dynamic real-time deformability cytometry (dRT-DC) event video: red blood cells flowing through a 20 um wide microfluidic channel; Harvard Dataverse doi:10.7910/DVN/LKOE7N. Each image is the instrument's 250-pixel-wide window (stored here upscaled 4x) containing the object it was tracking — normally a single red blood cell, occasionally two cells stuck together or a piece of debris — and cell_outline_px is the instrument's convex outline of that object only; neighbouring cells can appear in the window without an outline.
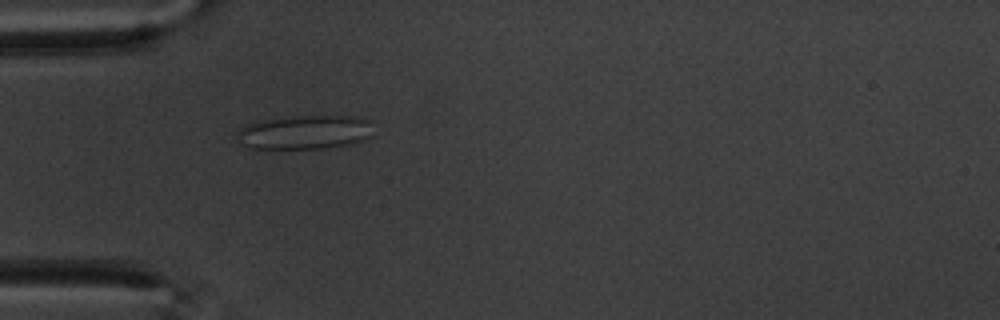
{"species": "common noctule bat (a hibernating species)", "species_latin": "Nyctalus noctula", "temperature_condition": "warm", "stored_images_in_passage": 44, "camera_frame_rate_fps": 3000, "um_per_image_px": 0.085, "animal": {"sex": "male", "body_mass_g": 20.1, "forearm_length_mm": 53.5}, "frame": {"image": 1, "passage_image": 4, "time_ms": 1.0, "image_size_px": [1000, 320], "cell_outline_px": [[372, 136], [364, 140], [352, 144], [320, 148], [248, 148], [240, 144], [236, 140], [236, 132], [248, 124], [256, 120], [296, 116], [352, 116], [372, 120]], "centroid_in_image_um": [25.91, 11.23], "position_along_channel_um": 59.1, "area_um2": 27.34}}
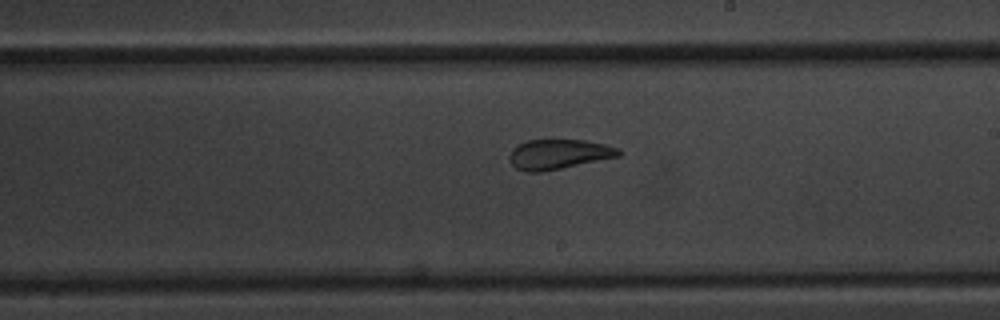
{"frame": {"image": 2, "passage_image": 20, "time_ms": 6.333, "image_size_px": [1000, 320], "cell_outline_px": [[624, 152], [620, 156], [540, 172], [528, 172], [516, 168], [508, 160], [508, 156], [512, 148], [528, 140], [584, 140], [604, 144], [620, 148]], "centroid_in_image_um": [47.49, 13.1], "position_along_channel_um": 241.5, "area_um2": 18.96}}
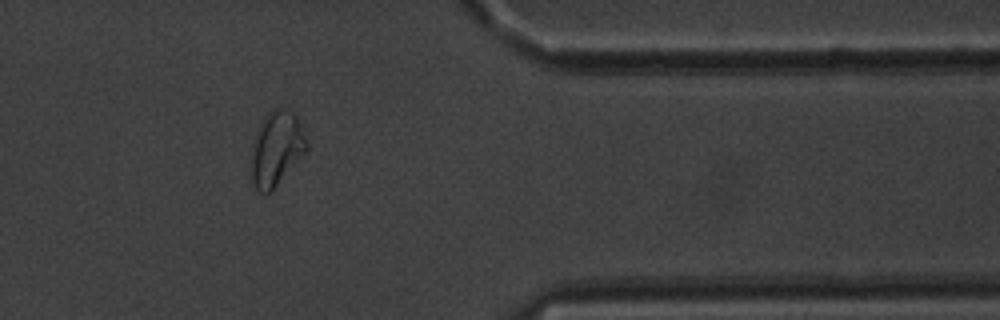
{"frame": {"image": 3, "passage_image": 34, "time_ms": 11.0, "image_size_px": [1000, 320], "cell_outline_px": [[308, 148], [272, 192], [260, 192], [256, 188], [248, 172], [256, 132], [268, 112], [272, 108], [280, 108], [292, 112], [296, 116], [308, 144]], "centroid_in_image_um": [23.46, 12.67], "position_along_channel_um": 387.9, "area_um2": 23.87}, "authors_computed_cell_mechanics": {"area_um2": 20.808, "velocity_mm_per_s": 3.4769, "shape_relaxation_time_tau1_ms": null, "shape_relaxation_time_tau2_ms": 1.004, "deformation_change_tau1": null, "deformation_change_tau2": 0.0877}}